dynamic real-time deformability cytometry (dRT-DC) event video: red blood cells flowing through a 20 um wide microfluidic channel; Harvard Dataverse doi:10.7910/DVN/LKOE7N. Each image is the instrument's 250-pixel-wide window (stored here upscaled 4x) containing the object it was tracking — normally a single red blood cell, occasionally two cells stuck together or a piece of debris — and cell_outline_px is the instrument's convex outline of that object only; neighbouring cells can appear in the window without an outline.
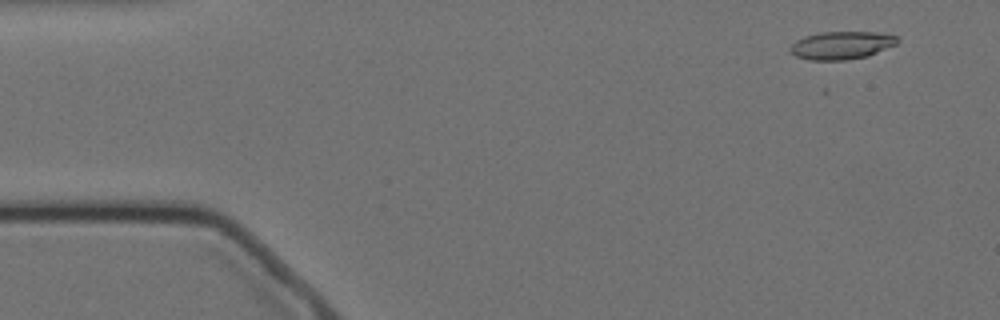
{"species": "Egyptian fruit bat (a non-hibernating species)", "species_latin": "Rousettus aegyptiacus", "temperature_condition": "cold", "stored_images_in_passage": 6, "camera_frame_rate_fps": 3000, "um_per_image_px": 0.085, "animal": {"sex": "female"}, "frame": {"image": 1, "passage_image": 4, "time_ms": 1.0, "image_size_px": [1000, 320], "cell_outline_px": [[900, 40], [896, 44], [868, 56], [844, 60], [808, 60], [796, 56], [788, 52], [788, 48], [796, 40], [804, 36], [820, 32], [876, 32], [896, 36]], "centroid_in_image_um": [71.48, 3.85], "position_along_channel_um": 13.5, "area_um2": 17.51}}